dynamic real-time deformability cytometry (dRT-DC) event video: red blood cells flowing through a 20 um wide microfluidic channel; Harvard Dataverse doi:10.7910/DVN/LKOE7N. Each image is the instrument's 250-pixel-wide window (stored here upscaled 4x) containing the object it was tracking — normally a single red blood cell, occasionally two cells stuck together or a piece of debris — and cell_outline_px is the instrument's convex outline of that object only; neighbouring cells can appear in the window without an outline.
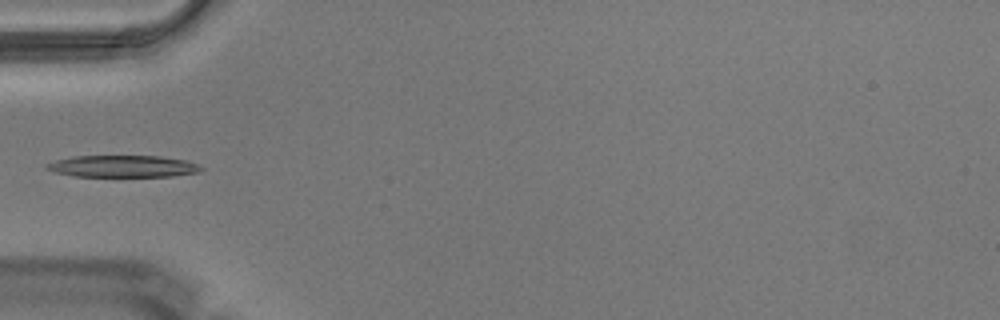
{"species": "Egyptian fruit bat (a non-hibernating species)", "species_latin": "Rousettus aegyptiacus", "temperature_condition": "warm", "stored_images_in_passage": 4, "camera_frame_rate_fps": 3000, "um_per_image_px": 0.085, "animal": {"sex": "male"}, "frame": {"image": 1, "passage_image": 2, "time_ms": 0.333, "image_size_px": [1000, 320], "cell_outline_px": [[204, 168], [200, 172], [172, 176], [72, 176], [56, 172], [44, 168], [44, 164], [56, 160], [72, 156], [160, 156], [184, 160], [196, 164]], "centroid_in_image_um": [10.41, 14.13], "position_along_channel_um": 74.6, "area_um2": 19.59}}